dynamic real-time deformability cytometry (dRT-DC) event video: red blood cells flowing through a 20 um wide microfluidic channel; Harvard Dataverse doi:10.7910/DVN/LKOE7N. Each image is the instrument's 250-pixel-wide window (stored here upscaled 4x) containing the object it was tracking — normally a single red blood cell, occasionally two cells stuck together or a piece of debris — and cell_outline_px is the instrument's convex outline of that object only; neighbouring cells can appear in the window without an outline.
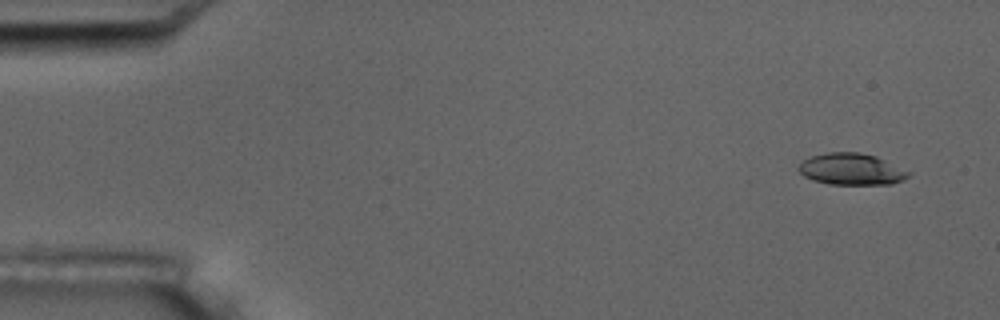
{"species": "common noctule bat (a hibernating species)", "species_latin": "Nyctalus noctula", "temperature_condition": "room temperature", "stored_images_in_passage": 4, "camera_frame_rate_fps": 3000, "um_per_image_px": 0.085, "animal": {"sex": "male", "body_mass_g": 17.5, "forearm_length_mm": 52.3}, "frame": {"image": 1, "passage_image": 1, "time_ms": 0.0, "image_size_px": [1000, 320], "cell_outline_px": [[912, 172], [904, 180], [892, 184], [828, 184], [812, 180], [804, 176], [796, 168], [804, 160], [812, 156], [828, 152], [860, 152], [876, 156]], "centroid_in_image_um": [72.38, 14.38], "position_along_channel_um": 12.6, "area_um2": 20.29}}
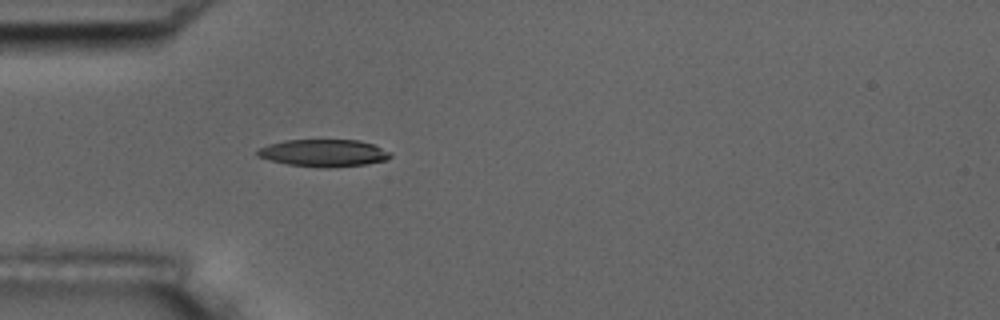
{"frame": {"image": 2, "passage_image": 4, "time_ms": 4.333, "image_size_px": [1000, 320], "cell_outline_px": [[392, 156], [384, 160], [364, 164], [328, 168], [288, 164], [256, 156], [256, 152], [260, 148], [268, 144], [284, 140], [356, 140], [372, 144], [392, 152]], "centroid_in_image_um": [27.5, 13.0], "position_along_channel_um": 57.5, "area_um2": 20.87}}